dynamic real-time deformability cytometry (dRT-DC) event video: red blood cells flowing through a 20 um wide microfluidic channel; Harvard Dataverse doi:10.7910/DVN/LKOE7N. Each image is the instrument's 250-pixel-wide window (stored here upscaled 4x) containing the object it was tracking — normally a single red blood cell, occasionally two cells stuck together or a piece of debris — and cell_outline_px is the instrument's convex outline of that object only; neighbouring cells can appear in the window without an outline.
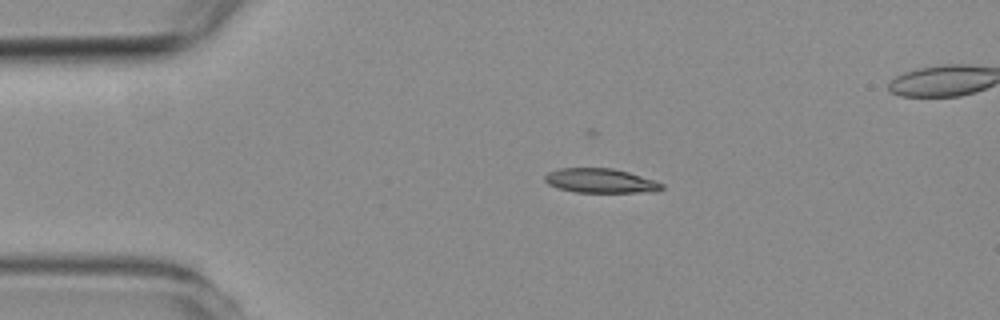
{"species": "common noctule bat (a hibernating species)", "species_latin": "Nyctalus noctula", "temperature_condition": "room temperature", "stored_images_in_passage": 5, "segment_of_instrument_passage": [1, 2], "camera_frame_rate_fps": 3000, "um_per_image_px": 0.085, "animal": {"sex": "female", "body_mass_g": 19.3, "forearm_length_mm": 54.1}, "frame": {"image": 1, "passage_image": 3, "time_ms": 3.0, "image_size_px": [1000, 320], "cell_outline_px": [[664, 188], [656, 192], [576, 192], [556, 188], [548, 184], [544, 180], [544, 176], [548, 172], [560, 168], [612, 168], [628, 172], [664, 184]], "centroid_in_image_um": [51.01, 15.37], "position_along_channel_um": 34.0, "area_um2": 16.59}}